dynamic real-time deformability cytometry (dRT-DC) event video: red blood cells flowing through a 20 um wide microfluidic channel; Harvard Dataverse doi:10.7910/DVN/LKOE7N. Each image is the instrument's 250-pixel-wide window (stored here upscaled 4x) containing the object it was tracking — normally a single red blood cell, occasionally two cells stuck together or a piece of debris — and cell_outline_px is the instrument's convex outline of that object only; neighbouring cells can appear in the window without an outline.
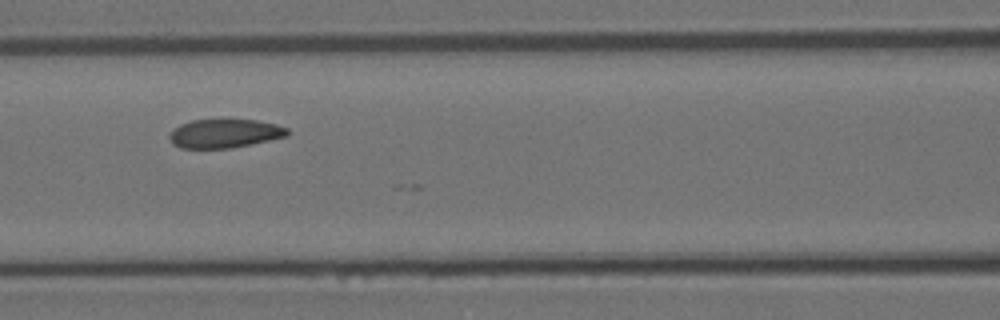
{"species": "Egyptian fruit bat (a non-hibernating species)", "species_latin": "Rousettus aegyptiacus", "temperature_condition": "room temperature", "stored_images_in_passage": 5, "camera_frame_rate_fps": 3000, "um_per_image_px": 0.085, "animal": {"sex": "female"}, "frame": {"image": 1, "passage_image": 4, "time_ms": 1.0, "image_size_px": [1000, 320], "cell_outline_px": [[288, 136], [228, 148], [180, 148], [172, 144], [168, 136], [172, 128], [180, 124], [192, 120], [228, 116], [256, 120], [276, 124], [288, 128]], "centroid_in_image_um": [19.04, 11.28], "position_along_channel_um": 147.6, "area_um2": 20.58}}